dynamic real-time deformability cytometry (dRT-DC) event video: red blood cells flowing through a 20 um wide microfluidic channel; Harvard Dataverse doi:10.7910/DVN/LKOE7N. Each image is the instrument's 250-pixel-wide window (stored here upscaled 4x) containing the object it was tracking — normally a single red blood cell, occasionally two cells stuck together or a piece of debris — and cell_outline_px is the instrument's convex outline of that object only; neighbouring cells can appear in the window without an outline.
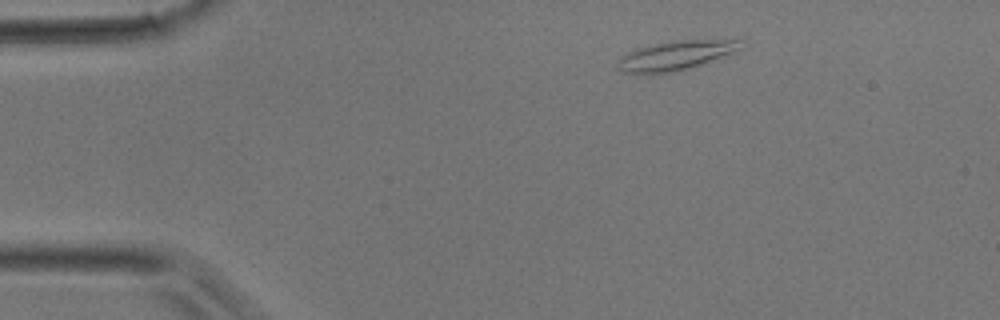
{"species": "common noctule bat (a hibernating species)", "species_latin": "Nyctalus noctula", "temperature_condition": "room temperature", "stored_images_in_passage": 2, "camera_frame_rate_fps": 3000, "um_per_image_px": 0.085, "animal": {"sex": "male", "body_mass_g": 17.9}, "frame": {"image": 1, "passage_image": 1, "time_ms": 0.0, "image_size_px": [1000, 320], "cell_outline_px": [[744, 48], [700, 64], [688, 68], [672, 72], [624, 72], [620, 68], [616, 60], [620, 56], [636, 48], [676, 40], [740, 40]], "centroid_in_image_um": [57.43, 4.69], "position_along_channel_um": 27.6, "area_um2": 20.29}}